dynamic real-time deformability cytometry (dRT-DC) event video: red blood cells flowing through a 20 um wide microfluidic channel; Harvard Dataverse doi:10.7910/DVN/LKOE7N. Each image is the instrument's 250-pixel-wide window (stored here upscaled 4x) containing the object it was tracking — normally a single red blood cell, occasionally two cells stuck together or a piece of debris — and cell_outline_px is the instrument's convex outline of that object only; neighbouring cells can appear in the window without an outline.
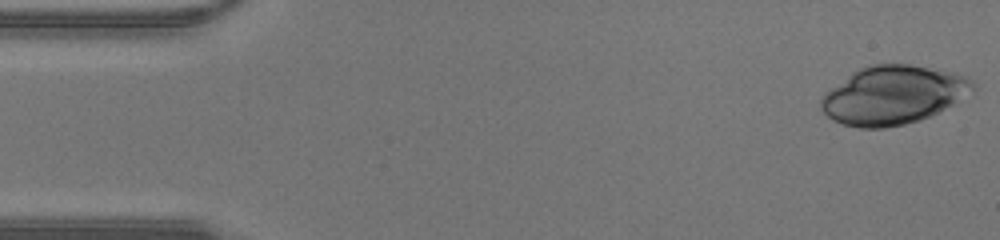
{"species": "human", "species_latin": "Homo sapiens", "temperature_condition": "warm", "stored_images_in_passage": 41, "camera_frame_rate_fps": 3000, "um_per_image_px": 0.085, "donor": {"sex": "male"}, "frame": {"image": 1, "passage_image": 1, "time_ms": 0.0, "image_size_px": [1000, 240], "cell_outline_px": [[976, 88], [952, 104], [920, 120], [904, 124], [884, 128], [860, 128], [844, 124], [832, 120], [820, 108], [820, 100], [824, 92], [852, 72], [868, 64], [908, 64], [952, 72], [964, 76], [972, 80], [976, 84]], "centroid_in_image_um": [75.86, 8.07], "position_along_channel_um": 9.1, "area_um2": 51.44}}
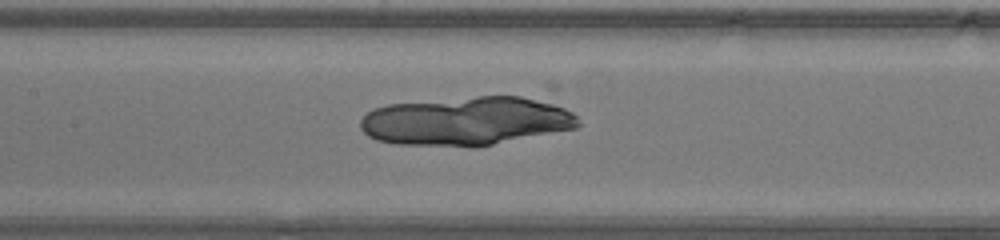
{"frame": {"image": 2, "passage_image": 19, "time_ms": 6.0, "image_size_px": [1000, 240], "cell_outline_px": [[580, 124], [576, 128], [476, 148], [472, 148], [396, 144], [376, 140], [368, 136], [360, 128], [360, 120], [372, 108], [388, 104], [476, 96], [520, 96], [548, 100], [572, 112], [576, 116]], "centroid_in_image_um": [39.64, 10.3], "position_along_channel_um": 167.8, "area_um2": 62.71}}
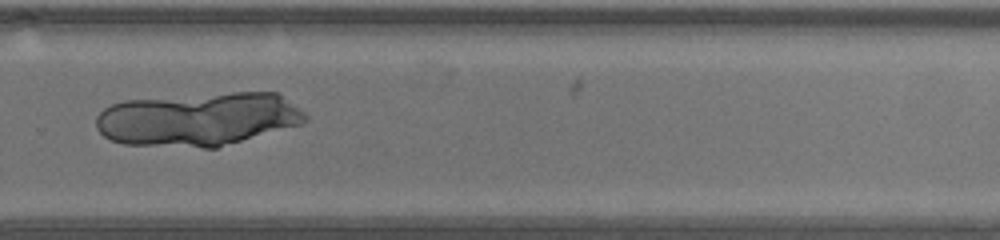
{"frame": {"image": 3, "passage_image": 28, "time_ms": 9.0, "image_size_px": [1000, 240], "cell_outline_px": [[308, 116], [300, 124], [216, 148], [204, 148], [124, 144], [108, 140], [96, 128], [96, 116], [104, 108], [112, 104], [124, 100], [232, 92], [276, 92], [304, 112]], "centroid_in_image_um": [16.79, 10.13], "position_along_channel_um": 313.0, "area_um2": 65.2}}